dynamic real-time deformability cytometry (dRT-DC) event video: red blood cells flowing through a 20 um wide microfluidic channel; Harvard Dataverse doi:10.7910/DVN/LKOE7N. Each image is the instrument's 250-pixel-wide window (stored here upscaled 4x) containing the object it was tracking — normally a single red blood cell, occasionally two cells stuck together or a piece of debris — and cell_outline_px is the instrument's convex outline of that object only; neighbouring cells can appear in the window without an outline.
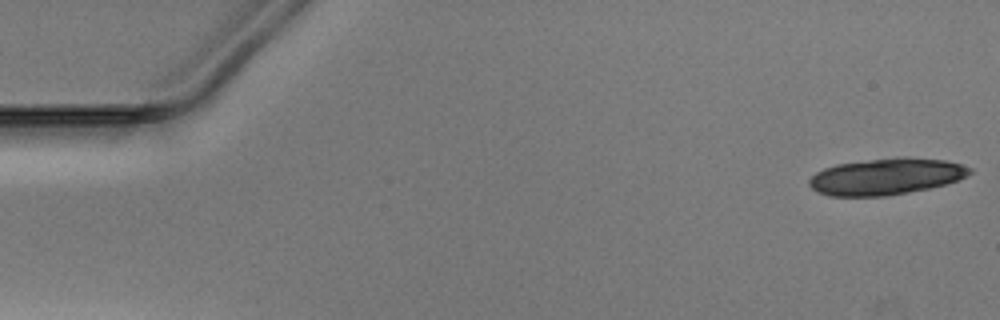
{"species": "Egyptian fruit bat (a non-hibernating species)", "species_latin": "Rousettus aegyptiacus", "temperature_condition": "warm", "stored_images_in_passage": 17, "camera_frame_rate_fps": 3000, "um_per_image_px": 0.085, "animal": {"sex": "male"}, "frame": {"image": 1, "passage_image": 1, "time_ms": 0.0, "image_size_px": [1000, 320], "cell_outline_px": [[972, 172], [956, 180], [944, 184], [928, 188], [908, 192], [884, 196], [832, 196], [816, 192], [808, 184], [808, 180], [816, 172], [824, 168], [836, 164], [896, 156], [904, 156], [944, 160], [960, 164], [972, 168]], "centroid_in_image_um": [75.27, 14.99], "position_along_channel_um": 9.7, "area_um2": 34.1}}